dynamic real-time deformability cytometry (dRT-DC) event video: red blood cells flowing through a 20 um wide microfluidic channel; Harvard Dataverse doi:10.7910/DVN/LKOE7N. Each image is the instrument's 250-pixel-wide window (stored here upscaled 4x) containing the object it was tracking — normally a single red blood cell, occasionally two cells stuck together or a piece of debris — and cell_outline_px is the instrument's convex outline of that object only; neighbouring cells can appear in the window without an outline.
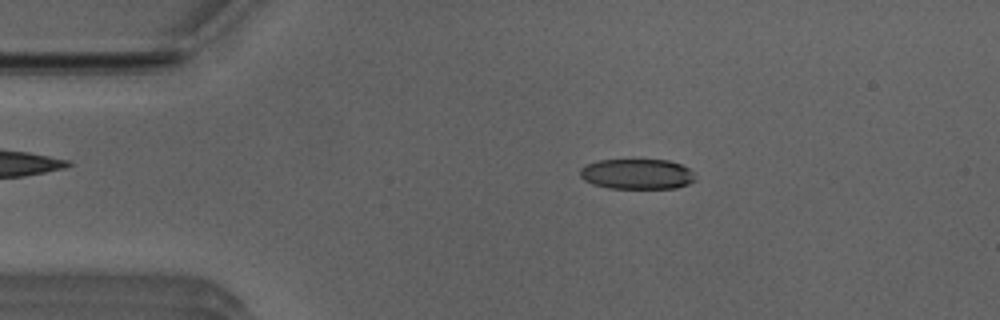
{"species": "Egyptian fruit bat (a non-hibernating species)", "species_latin": "Rousettus aegyptiacus", "temperature_condition": "room temperature", "stored_images_in_passage": 48, "camera_frame_rate_fps": 3000, "um_per_image_px": 0.085, "animal": {"sex": "male"}, "frame": {"image": 1, "passage_image": 6, "time_ms": 1.667, "image_size_px": [1000, 320], "cell_outline_px": [[696, 180], [688, 184], [676, 188], [608, 188], [592, 184], [584, 180], [580, 176], [580, 168], [596, 160], [640, 156], [668, 160], [680, 164], [688, 168], [696, 176]], "centroid_in_image_um": [54.14, 14.73], "position_along_channel_um": 30.9, "area_um2": 21.44}}
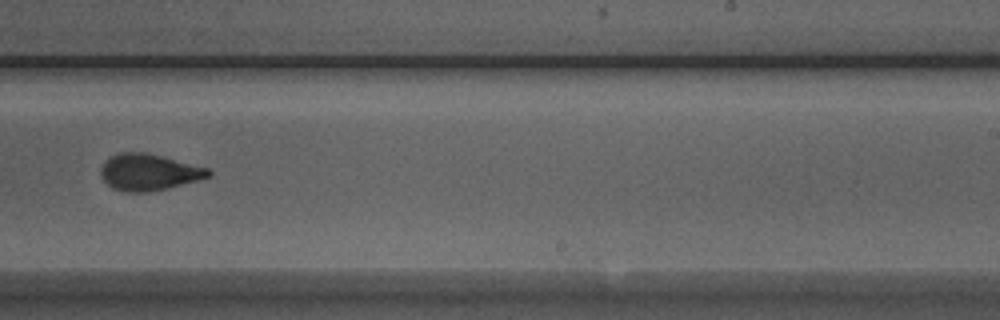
{"frame": {"image": 2, "passage_image": 28, "time_ms": 9.0, "image_size_px": [1000, 320], "cell_outline_px": [[212, 176], [168, 188], [148, 192], [124, 192], [112, 188], [100, 176], [100, 168], [116, 152], [144, 152], [208, 168], [212, 172]], "centroid_in_image_um": [12.64, 14.64], "position_along_channel_um": 276.4, "area_um2": 22.72}}
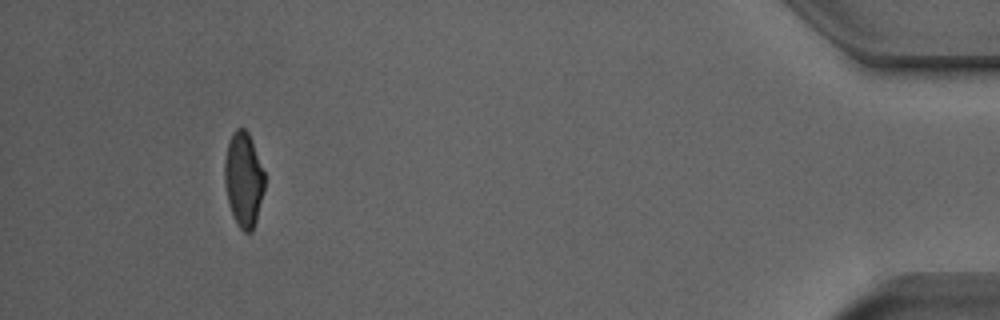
{"frame": {"image": 3, "passage_image": 44, "time_ms": 14.333, "image_size_px": [1000, 320], "cell_outline_px": [[264, 192], [256, 220], [252, 232], [244, 232], [236, 224], [228, 204], [224, 180], [224, 160], [228, 140], [232, 132], [236, 128], [244, 128], [248, 132], [252, 140], [264, 172]], "centroid_in_image_um": [20.69, 15.24], "position_along_channel_um": 414.5, "area_um2": 22.31}, "authors_computed_cell_mechanics": {"area_um2": 22.8599, "velocity_mm_per_s": 3.9608, "shape_relaxation_time_tau1_ms": 3.8291, "shape_relaxation_time_tau2_ms": 1.1568, "deformation_change_tau1": 0.1626, "deformation_change_tau2": 0.0779}}